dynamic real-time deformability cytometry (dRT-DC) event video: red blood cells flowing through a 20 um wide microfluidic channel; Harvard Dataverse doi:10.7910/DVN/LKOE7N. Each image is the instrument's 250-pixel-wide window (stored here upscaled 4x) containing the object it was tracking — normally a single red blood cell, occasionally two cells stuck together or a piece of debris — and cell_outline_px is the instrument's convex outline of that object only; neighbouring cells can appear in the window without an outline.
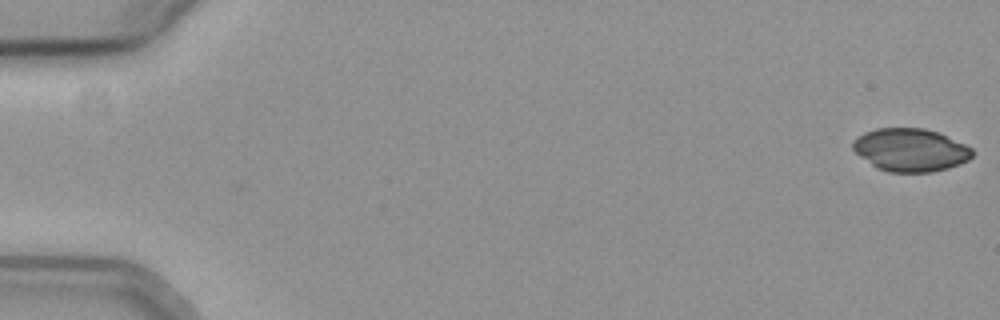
{"species": "common noctule bat (a hibernating species)", "species_latin": "Nyctalus noctula", "temperature_condition": "cold", "stored_images_in_passage": 56, "camera_frame_rate_fps": 3000, "um_per_image_px": 0.085, "animal": {"sex": "female", "body_mass_g": 19.3, "forearm_length_mm": 54.1}, "frame": {"image": 1, "passage_image": 1, "time_ms": 0.0, "image_size_px": [1000, 320], "cell_outline_px": [[972, 156], [968, 160], [960, 164], [948, 168], [932, 172], [888, 172], [876, 168], [860, 156], [852, 148], [852, 140], [856, 136], [864, 132], [876, 128], [924, 128], [936, 132], [964, 144], [972, 148]], "centroid_in_image_um": [77.35, 12.75], "position_along_channel_um": 7.7, "area_um2": 29.88}}